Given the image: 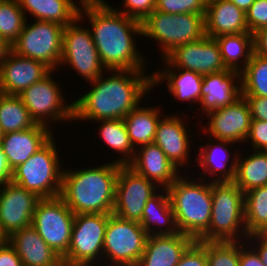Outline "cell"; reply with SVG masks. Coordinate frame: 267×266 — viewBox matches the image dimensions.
<instances>
[{"label": "cell", "mask_w": 267, "mask_h": 266, "mask_svg": "<svg viewBox=\"0 0 267 266\" xmlns=\"http://www.w3.org/2000/svg\"><path fill=\"white\" fill-rule=\"evenodd\" d=\"M115 7L105 0H87L82 2L79 16L87 18L98 55L107 70L146 71L148 59L142 54L146 52H140L136 46L138 36L142 37V22Z\"/></svg>", "instance_id": "6da1fadb"}, {"label": "cell", "mask_w": 267, "mask_h": 266, "mask_svg": "<svg viewBox=\"0 0 267 266\" xmlns=\"http://www.w3.org/2000/svg\"><path fill=\"white\" fill-rule=\"evenodd\" d=\"M147 73L107 70L89 82V90L73 101V123L78 120L80 124V121L95 123L99 120L123 119L139 104H143L142 100L147 99L152 91V73Z\"/></svg>", "instance_id": "7a4b0ae2"}, {"label": "cell", "mask_w": 267, "mask_h": 266, "mask_svg": "<svg viewBox=\"0 0 267 266\" xmlns=\"http://www.w3.org/2000/svg\"><path fill=\"white\" fill-rule=\"evenodd\" d=\"M102 164L64 168L59 196L75 215L112 214L116 181L122 165L112 159Z\"/></svg>", "instance_id": "3957f363"}, {"label": "cell", "mask_w": 267, "mask_h": 266, "mask_svg": "<svg viewBox=\"0 0 267 266\" xmlns=\"http://www.w3.org/2000/svg\"><path fill=\"white\" fill-rule=\"evenodd\" d=\"M184 174L167 188V192L178 231L198 241L211 222L212 183L197 175L194 179Z\"/></svg>", "instance_id": "277c9868"}, {"label": "cell", "mask_w": 267, "mask_h": 266, "mask_svg": "<svg viewBox=\"0 0 267 266\" xmlns=\"http://www.w3.org/2000/svg\"><path fill=\"white\" fill-rule=\"evenodd\" d=\"M244 192L234 182L212 183V215L198 241H245Z\"/></svg>", "instance_id": "5b68a950"}, {"label": "cell", "mask_w": 267, "mask_h": 266, "mask_svg": "<svg viewBox=\"0 0 267 266\" xmlns=\"http://www.w3.org/2000/svg\"><path fill=\"white\" fill-rule=\"evenodd\" d=\"M55 136L12 172L13 183L36 193L40 198L57 197L61 192L64 168Z\"/></svg>", "instance_id": "8992f818"}, {"label": "cell", "mask_w": 267, "mask_h": 266, "mask_svg": "<svg viewBox=\"0 0 267 266\" xmlns=\"http://www.w3.org/2000/svg\"><path fill=\"white\" fill-rule=\"evenodd\" d=\"M206 36L205 14H168L154 10L142 22V40H153L159 46L160 60L175 47Z\"/></svg>", "instance_id": "52a82bcc"}, {"label": "cell", "mask_w": 267, "mask_h": 266, "mask_svg": "<svg viewBox=\"0 0 267 266\" xmlns=\"http://www.w3.org/2000/svg\"><path fill=\"white\" fill-rule=\"evenodd\" d=\"M54 72L56 71L52 70L42 80L18 95L35 123L49 128L64 124L65 121V123L73 121V101L65 100L62 85L54 79Z\"/></svg>", "instance_id": "ba28073f"}, {"label": "cell", "mask_w": 267, "mask_h": 266, "mask_svg": "<svg viewBox=\"0 0 267 266\" xmlns=\"http://www.w3.org/2000/svg\"><path fill=\"white\" fill-rule=\"evenodd\" d=\"M109 214H76L63 266H103V245Z\"/></svg>", "instance_id": "9c48e42d"}, {"label": "cell", "mask_w": 267, "mask_h": 266, "mask_svg": "<svg viewBox=\"0 0 267 266\" xmlns=\"http://www.w3.org/2000/svg\"><path fill=\"white\" fill-rule=\"evenodd\" d=\"M26 19L18 39L11 45L16 54L34 59L59 71L63 49L64 26L54 22Z\"/></svg>", "instance_id": "30bf717a"}, {"label": "cell", "mask_w": 267, "mask_h": 266, "mask_svg": "<svg viewBox=\"0 0 267 266\" xmlns=\"http://www.w3.org/2000/svg\"><path fill=\"white\" fill-rule=\"evenodd\" d=\"M148 234L136 221L109 214L103 245V266H137Z\"/></svg>", "instance_id": "8fae6325"}, {"label": "cell", "mask_w": 267, "mask_h": 266, "mask_svg": "<svg viewBox=\"0 0 267 266\" xmlns=\"http://www.w3.org/2000/svg\"><path fill=\"white\" fill-rule=\"evenodd\" d=\"M83 20L78 16L69 25L64 27L63 49L59 68L64 66L72 68L77 76L92 82L107 71L100 60L98 51L93 41L91 30L81 25Z\"/></svg>", "instance_id": "7c38bea8"}, {"label": "cell", "mask_w": 267, "mask_h": 266, "mask_svg": "<svg viewBox=\"0 0 267 266\" xmlns=\"http://www.w3.org/2000/svg\"><path fill=\"white\" fill-rule=\"evenodd\" d=\"M75 214L60 196L41 198L33 214L32 226L41 238L63 258L69 249Z\"/></svg>", "instance_id": "4fadbf2b"}, {"label": "cell", "mask_w": 267, "mask_h": 266, "mask_svg": "<svg viewBox=\"0 0 267 266\" xmlns=\"http://www.w3.org/2000/svg\"><path fill=\"white\" fill-rule=\"evenodd\" d=\"M161 188L129 166L119 168L116 181L115 203L112 214L130 221L139 222L147 201Z\"/></svg>", "instance_id": "5bb4252c"}, {"label": "cell", "mask_w": 267, "mask_h": 266, "mask_svg": "<svg viewBox=\"0 0 267 266\" xmlns=\"http://www.w3.org/2000/svg\"><path fill=\"white\" fill-rule=\"evenodd\" d=\"M205 117L209 119L203 125L201 135L203 132L209 134L214 140L229 141L240 147L245 145V141L249 135L251 126V113L249 104L244 98L240 96L233 103L228 106L219 107L218 109L209 111Z\"/></svg>", "instance_id": "9a60e30c"}, {"label": "cell", "mask_w": 267, "mask_h": 266, "mask_svg": "<svg viewBox=\"0 0 267 266\" xmlns=\"http://www.w3.org/2000/svg\"><path fill=\"white\" fill-rule=\"evenodd\" d=\"M160 68H177L206 75L226 70L218 43L204 36L194 42L175 47L162 59Z\"/></svg>", "instance_id": "2e32d148"}, {"label": "cell", "mask_w": 267, "mask_h": 266, "mask_svg": "<svg viewBox=\"0 0 267 266\" xmlns=\"http://www.w3.org/2000/svg\"><path fill=\"white\" fill-rule=\"evenodd\" d=\"M40 199L36 193L12 181L0 186V231L6 239L14 232L32 225Z\"/></svg>", "instance_id": "e0dca14e"}, {"label": "cell", "mask_w": 267, "mask_h": 266, "mask_svg": "<svg viewBox=\"0 0 267 266\" xmlns=\"http://www.w3.org/2000/svg\"><path fill=\"white\" fill-rule=\"evenodd\" d=\"M184 117L185 114L182 113L180 117L179 111L178 114L173 112V114L167 113V115H164L158 122L153 143L161 148L177 169L180 171L183 169V173L186 174L185 166L186 168H191L189 166L192 165L190 159L194 158L193 156L192 158L190 157V153H192L191 148L195 147V145L193 146V134L190 131V127H188L189 121H186Z\"/></svg>", "instance_id": "ac0fdd59"}, {"label": "cell", "mask_w": 267, "mask_h": 266, "mask_svg": "<svg viewBox=\"0 0 267 266\" xmlns=\"http://www.w3.org/2000/svg\"><path fill=\"white\" fill-rule=\"evenodd\" d=\"M204 141L205 144L200 145L197 158L194 160L196 168L200 167L199 172H202L198 178L211 183L234 182L239 149L236 148L235 151V148H232L234 143L229 141L217 139L214 141L211 137L208 142L206 139ZM230 149H234V152L233 150L230 152Z\"/></svg>", "instance_id": "d6986e66"}, {"label": "cell", "mask_w": 267, "mask_h": 266, "mask_svg": "<svg viewBox=\"0 0 267 266\" xmlns=\"http://www.w3.org/2000/svg\"><path fill=\"white\" fill-rule=\"evenodd\" d=\"M51 71L44 63L20 56L10 50L0 66L1 91L8 95H19Z\"/></svg>", "instance_id": "ffe728a7"}, {"label": "cell", "mask_w": 267, "mask_h": 266, "mask_svg": "<svg viewBox=\"0 0 267 266\" xmlns=\"http://www.w3.org/2000/svg\"><path fill=\"white\" fill-rule=\"evenodd\" d=\"M241 96L240 72L229 69L203 75L201 101L196 113L206 115L209 111L228 106ZM201 112V113H200Z\"/></svg>", "instance_id": "44dd1931"}, {"label": "cell", "mask_w": 267, "mask_h": 266, "mask_svg": "<svg viewBox=\"0 0 267 266\" xmlns=\"http://www.w3.org/2000/svg\"><path fill=\"white\" fill-rule=\"evenodd\" d=\"M54 129L36 123L29 129L3 134L0 148L6 155L10 169L13 171L41 149L54 136Z\"/></svg>", "instance_id": "7402d4cb"}, {"label": "cell", "mask_w": 267, "mask_h": 266, "mask_svg": "<svg viewBox=\"0 0 267 266\" xmlns=\"http://www.w3.org/2000/svg\"><path fill=\"white\" fill-rule=\"evenodd\" d=\"M127 166L161 189H167L183 173L154 143L135 150L134 157Z\"/></svg>", "instance_id": "603a6c76"}, {"label": "cell", "mask_w": 267, "mask_h": 266, "mask_svg": "<svg viewBox=\"0 0 267 266\" xmlns=\"http://www.w3.org/2000/svg\"><path fill=\"white\" fill-rule=\"evenodd\" d=\"M150 72H152L153 91L154 88L161 86V83H165L169 95H172L177 100L184 101V103L189 102L191 108L188 107V111L196 108L194 105L192 107V104L196 103V106H198L200 103L203 83L202 74L177 68H157L156 71Z\"/></svg>", "instance_id": "cb8c5ba5"}, {"label": "cell", "mask_w": 267, "mask_h": 266, "mask_svg": "<svg viewBox=\"0 0 267 266\" xmlns=\"http://www.w3.org/2000/svg\"><path fill=\"white\" fill-rule=\"evenodd\" d=\"M7 241L14 247L23 266H63L62 258L32 225L14 232Z\"/></svg>", "instance_id": "d4e9b609"}, {"label": "cell", "mask_w": 267, "mask_h": 266, "mask_svg": "<svg viewBox=\"0 0 267 266\" xmlns=\"http://www.w3.org/2000/svg\"><path fill=\"white\" fill-rule=\"evenodd\" d=\"M249 32L246 12L229 0H208L205 13V33L211 38Z\"/></svg>", "instance_id": "484cf974"}, {"label": "cell", "mask_w": 267, "mask_h": 266, "mask_svg": "<svg viewBox=\"0 0 267 266\" xmlns=\"http://www.w3.org/2000/svg\"><path fill=\"white\" fill-rule=\"evenodd\" d=\"M195 240L182 233L148 236L137 266H176Z\"/></svg>", "instance_id": "4316f807"}, {"label": "cell", "mask_w": 267, "mask_h": 266, "mask_svg": "<svg viewBox=\"0 0 267 266\" xmlns=\"http://www.w3.org/2000/svg\"><path fill=\"white\" fill-rule=\"evenodd\" d=\"M138 223L147 232L148 236L179 233L167 189H160L147 201Z\"/></svg>", "instance_id": "83f0119b"}, {"label": "cell", "mask_w": 267, "mask_h": 266, "mask_svg": "<svg viewBox=\"0 0 267 266\" xmlns=\"http://www.w3.org/2000/svg\"><path fill=\"white\" fill-rule=\"evenodd\" d=\"M140 104L134 108L123 120L130 142L135 150L151 145L154 142L156 129L160 119L166 114L161 112L159 104L156 106H145Z\"/></svg>", "instance_id": "f1b7e54d"}, {"label": "cell", "mask_w": 267, "mask_h": 266, "mask_svg": "<svg viewBox=\"0 0 267 266\" xmlns=\"http://www.w3.org/2000/svg\"><path fill=\"white\" fill-rule=\"evenodd\" d=\"M78 1V2H77ZM18 5L34 20L67 26L79 16L82 0H17ZM78 4H77V3Z\"/></svg>", "instance_id": "f546056e"}, {"label": "cell", "mask_w": 267, "mask_h": 266, "mask_svg": "<svg viewBox=\"0 0 267 266\" xmlns=\"http://www.w3.org/2000/svg\"><path fill=\"white\" fill-rule=\"evenodd\" d=\"M247 150H239L234 179V183L244 193L256 187L267 186V151ZM243 152L247 155H242Z\"/></svg>", "instance_id": "4dcf8cb0"}, {"label": "cell", "mask_w": 267, "mask_h": 266, "mask_svg": "<svg viewBox=\"0 0 267 266\" xmlns=\"http://www.w3.org/2000/svg\"><path fill=\"white\" fill-rule=\"evenodd\" d=\"M214 39L219 45L225 68L241 73L254 53V34L243 32L221 35Z\"/></svg>", "instance_id": "1f68e13d"}, {"label": "cell", "mask_w": 267, "mask_h": 266, "mask_svg": "<svg viewBox=\"0 0 267 266\" xmlns=\"http://www.w3.org/2000/svg\"><path fill=\"white\" fill-rule=\"evenodd\" d=\"M98 125V137L102 140L104 144L113 152H117V155L120 157H116V160L113 162L127 165L134 157L135 149L133 148L126 126L124 124L123 119H110V120H99L96 121ZM115 150V151H114Z\"/></svg>", "instance_id": "d6a6232c"}, {"label": "cell", "mask_w": 267, "mask_h": 266, "mask_svg": "<svg viewBox=\"0 0 267 266\" xmlns=\"http://www.w3.org/2000/svg\"><path fill=\"white\" fill-rule=\"evenodd\" d=\"M244 219L248 235L267 234V186L244 193Z\"/></svg>", "instance_id": "836d02e7"}, {"label": "cell", "mask_w": 267, "mask_h": 266, "mask_svg": "<svg viewBox=\"0 0 267 266\" xmlns=\"http://www.w3.org/2000/svg\"><path fill=\"white\" fill-rule=\"evenodd\" d=\"M35 124L18 95H0V127L3 134L26 130Z\"/></svg>", "instance_id": "e575fe53"}, {"label": "cell", "mask_w": 267, "mask_h": 266, "mask_svg": "<svg viewBox=\"0 0 267 266\" xmlns=\"http://www.w3.org/2000/svg\"><path fill=\"white\" fill-rule=\"evenodd\" d=\"M241 95L267 98V59L253 53L240 73Z\"/></svg>", "instance_id": "d590c367"}, {"label": "cell", "mask_w": 267, "mask_h": 266, "mask_svg": "<svg viewBox=\"0 0 267 266\" xmlns=\"http://www.w3.org/2000/svg\"><path fill=\"white\" fill-rule=\"evenodd\" d=\"M27 18L17 0H0V37L12 45L18 39Z\"/></svg>", "instance_id": "8d00e7d4"}, {"label": "cell", "mask_w": 267, "mask_h": 266, "mask_svg": "<svg viewBox=\"0 0 267 266\" xmlns=\"http://www.w3.org/2000/svg\"><path fill=\"white\" fill-rule=\"evenodd\" d=\"M207 266H239V241H206Z\"/></svg>", "instance_id": "74e56055"}, {"label": "cell", "mask_w": 267, "mask_h": 266, "mask_svg": "<svg viewBox=\"0 0 267 266\" xmlns=\"http://www.w3.org/2000/svg\"><path fill=\"white\" fill-rule=\"evenodd\" d=\"M208 0H156L155 10L168 14H205Z\"/></svg>", "instance_id": "f35d334b"}, {"label": "cell", "mask_w": 267, "mask_h": 266, "mask_svg": "<svg viewBox=\"0 0 267 266\" xmlns=\"http://www.w3.org/2000/svg\"><path fill=\"white\" fill-rule=\"evenodd\" d=\"M121 6L123 9H115L128 17L143 22L155 10L156 0H123Z\"/></svg>", "instance_id": "ab89813d"}, {"label": "cell", "mask_w": 267, "mask_h": 266, "mask_svg": "<svg viewBox=\"0 0 267 266\" xmlns=\"http://www.w3.org/2000/svg\"><path fill=\"white\" fill-rule=\"evenodd\" d=\"M248 31L252 34L267 27V0H255L246 12Z\"/></svg>", "instance_id": "60d3db41"}, {"label": "cell", "mask_w": 267, "mask_h": 266, "mask_svg": "<svg viewBox=\"0 0 267 266\" xmlns=\"http://www.w3.org/2000/svg\"><path fill=\"white\" fill-rule=\"evenodd\" d=\"M176 266H207L206 241H194Z\"/></svg>", "instance_id": "b9f144b4"}, {"label": "cell", "mask_w": 267, "mask_h": 266, "mask_svg": "<svg viewBox=\"0 0 267 266\" xmlns=\"http://www.w3.org/2000/svg\"><path fill=\"white\" fill-rule=\"evenodd\" d=\"M249 142L252 150L267 151V121L252 120L249 135L245 143Z\"/></svg>", "instance_id": "7bdbcfd3"}, {"label": "cell", "mask_w": 267, "mask_h": 266, "mask_svg": "<svg viewBox=\"0 0 267 266\" xmlns=\"http://www.w3.org/2000/svg\"><path fill=\"white\" fill-rule=\"evenodd\" d=\"M239 266L265 265L256 251L246 241H239Z\"/></svg>", "instance_id": "ee69618b"}, {"label": "cell", "mask_w": 267, "mask_h": 266, "mask_svg": "<svg viewBox=\"0 0 267 266\" xmlns=\"http://www.w3.org/2000/svg\"><path fill=\"white\" fill-rule=\"evenodd\" d=\"M249 104L252 120L267 121V98L244 96Z\"/></svg>", "instance_id": "f6af8a7d"}, {"label": "cell", "mask_w": 267, "mask_h": 266, "mask_svg": "<svg viewBox=\"0 0 267 266\" xmlns=\"http://www.w3.org/2000/svg\"><path fill=\"white\" fill-rule=\"evenodd\" d=\"M0 266H23L17 252L7 239L0 245Z\"/></svg>", "instance_id": "bcb514c9"}, {"label": "cell", "mask_w": 267, "mask_h": 266, "mask_svg": "<svg viewBox=\"0 0 267 266\" xmlns=\"http://www.w3.org/2000/svg\"><path fill=\"white\" fill-rule=\"evenodd\" d=\"M267 266V234H251L245 240Z\"/></svg>", "instance_id": "7dc6e473"}, {"label": "cell", "mask_w": 267, "mask_h": 266, "mask_svg": "<svg viewBox=\"0 0 267 266\" xmlns=\"http://www.w3.org/2000/svg\"><path fill=\"white\" fill-rule=\"evenodd\" d=\"M254 53L267 59V27L254 33Z\"/></svg>", "instance_id": "c3c4849f"}, {"label": "cell", "mask_w": 267, "mask_h": 266, "mask_svg": "<svg viewBox=\"0 0 267 266\" xmlns=\"http://www.w3.org/2000/svg\"><path fill=\"white\" fill-rule=\"evenodd\" d=\"M12 170L8 164L5 153L0 148V186L5 182L11 181Z\"/></svg>", "instance_id": "681fc988"}, {"label": "cell", "mask_w": 267, "mask_h": 266, "mask_svg": "<svg viewBox=\"0 0 267 266\" xmlns=\"http://www.w3.org/2000/svg\"><path fill=\"white\" fill-rule=\"evenodd\" d=\"M11 50V45L0 37V66L6 59L8 52Z\"/></svg>", "instance_id": "f907efd6"}, {"label": "cell", "mask_w": 267, "mask_h": 266, "mask_svg": "<svg viewBox=\"0 0 267 266\" xmlns=\"http://www.w3.org/2000/svg\"><path fill=\"white\" fill-rule=\"evenodd\" d=\"M234 3L238 8L247 12L250 6L254 3L255 0H229Z\"/></svg>", "instance_id": "816d5d0a"}, {"label": "cell", "mask_w": 267, "mask_h": 266, "mask_svg": "<svg viewBox=\"0 0 267 266\" xmlns=\"http://www.w3.org/2000/svg\"><path fill=\"white\" fill-rule=\"evenodd\" d=\"M6 240V238L2 235L0 231V245Z\"/></svg>", "instance_id": "f5cc1de1"}, {"label": "cell", "mask_w": 267, "mask_h": 266, "mask_svg": "<svg viewBox=\"0 0 267 266\" xmlns=\"http://www.w3.org/2000/svg\"><path fill=\"white\" fill-rule=\"evenodd\" d=\"M2 137H3V132H2L1 127H0V142L2 140Z\"/></svg>", "instance_id": "db71d44e"}]
</instances>
